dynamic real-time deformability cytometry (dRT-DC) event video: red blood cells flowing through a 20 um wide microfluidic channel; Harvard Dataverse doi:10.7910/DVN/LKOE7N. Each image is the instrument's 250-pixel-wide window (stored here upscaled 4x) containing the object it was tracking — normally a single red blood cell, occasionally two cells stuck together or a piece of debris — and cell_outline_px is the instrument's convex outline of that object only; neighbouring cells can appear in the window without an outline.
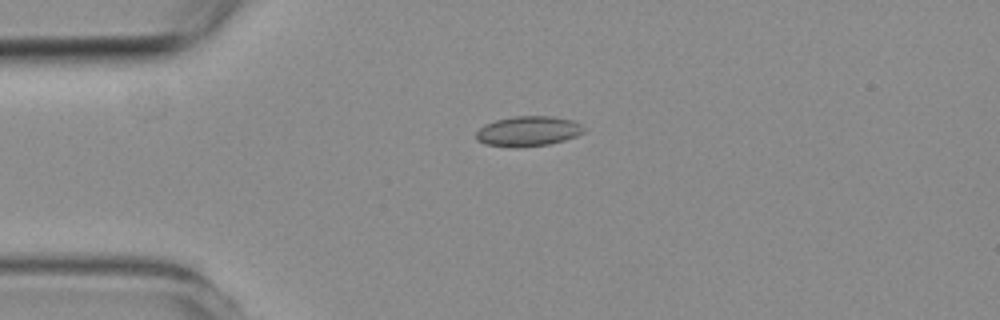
{"species": "common noctule bat (a hibernating species)", "species_latin": "Nyctalus noctula", "temperature_condition": "room temperature", "stored_images_in_passage": 4, "camera_frame_rate_fps": 3000, "um_per_image_px": 0.085, "animal": {"sex": "female", "body_mass_g": 19.3, "forearm_length_mm": 54.1}, "frame": {"image": 1, "passage_image": 3, "time_ms": 2.333, "image_size_px": [1000, 320], "cell_outline_px": [[584, 132], [576, 136], [564, 140], [548, 144], [516, 148], [484, 144], [476, 140], [476, 132], [484, 124], [496, 120], [516, 116], [552, 116], [572, 120], [580, 124], [584, 128]], "centroid_in_image_um": [44.86, 11.16], "position_along_channel_um": 40.1, "area_um2": 18.9}}